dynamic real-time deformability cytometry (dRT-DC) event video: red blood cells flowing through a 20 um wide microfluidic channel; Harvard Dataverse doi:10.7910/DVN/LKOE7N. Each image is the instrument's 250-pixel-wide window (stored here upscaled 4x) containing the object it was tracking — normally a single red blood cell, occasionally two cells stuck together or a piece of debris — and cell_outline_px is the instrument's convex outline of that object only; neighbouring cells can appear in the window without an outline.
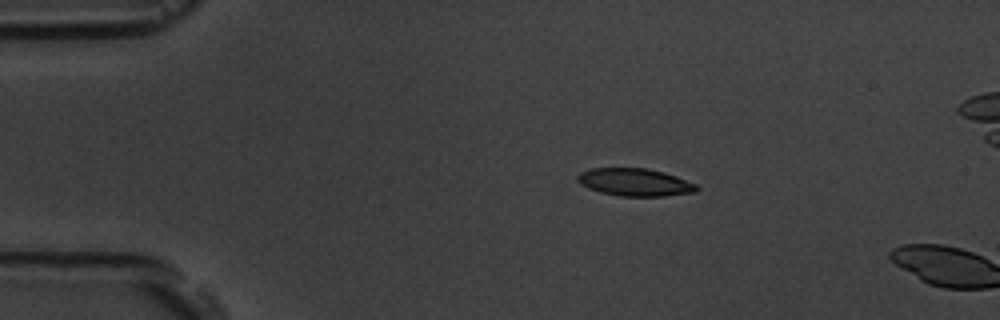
{"species": "common noctule bat (a hibernating species)", "species_latin": "Nyctalus noctula", "temperature_condition": "room temperature", "stored_images_in_passage": 3, "camera_frame_rate_fps": 3000, "um_per_image_px": 0.085, "animal": {"sex": "male", "body_mass_g": 19.5, "forearm_length_mm": 54.6}, "frame": {"image": 1, "passage_image": 2, "time_ms": 2.0, "image_size_px": [1000, 320], "cell_outline_px": [[700, 188], [696, 192], [664, 196], [620, 196], [600, 192], [588, 188], [580, 184], [576, 180], [576, 176], [580, 172], [588, 168], [648, 168], [664, 172], [676, 176], [696, 184]], "centroid_in_image_um": [53.94, 15.48], "position_along_channel_um": 31.1, "area_um2": 19.36}}